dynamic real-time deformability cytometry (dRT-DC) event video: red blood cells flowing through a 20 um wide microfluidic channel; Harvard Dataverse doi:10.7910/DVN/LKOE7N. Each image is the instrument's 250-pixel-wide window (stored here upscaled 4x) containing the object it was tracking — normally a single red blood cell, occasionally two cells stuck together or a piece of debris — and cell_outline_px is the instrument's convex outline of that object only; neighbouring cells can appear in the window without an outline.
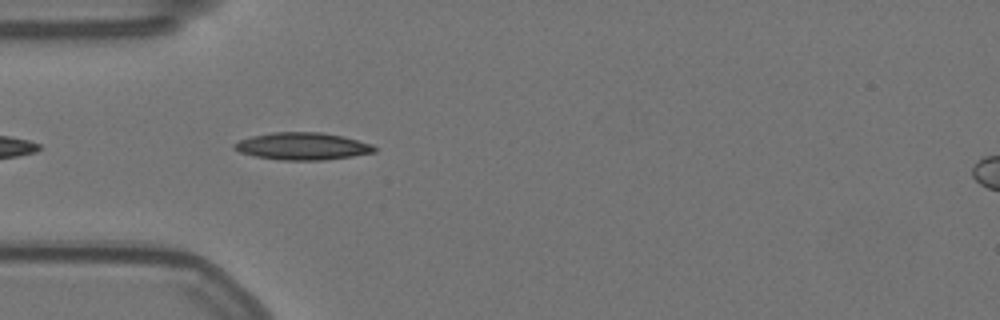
{"species": "Egyptian fruit bat (a non-hibernating species)", "species_latin": "Rousettus aegyptiacus", "temperature_condition": "warm", "stored_images_in_passage": 42, "camera_frame_rate_fps": 3000, "um_per_image_px": 0.085, "animal": {"sex": "female"}, "frame": {"image": 1, "passage_image": 3, "time_ms": 0.667, "image_size_px": [1000, 320], "cell_outline_px": [[376, 152], [352, 156], [324, 160], [280, 160], [256, 156], [240, 152], [232, 148], [232, 144], [240, 140], [252, 136], [272, 132], [320, 132], [344, 136], [372, 144], [376, 148]], "centroid_in_image_um": [25.71, 12.42], "position_along_channel_um": 59.3, "area_um2": 22.31}}
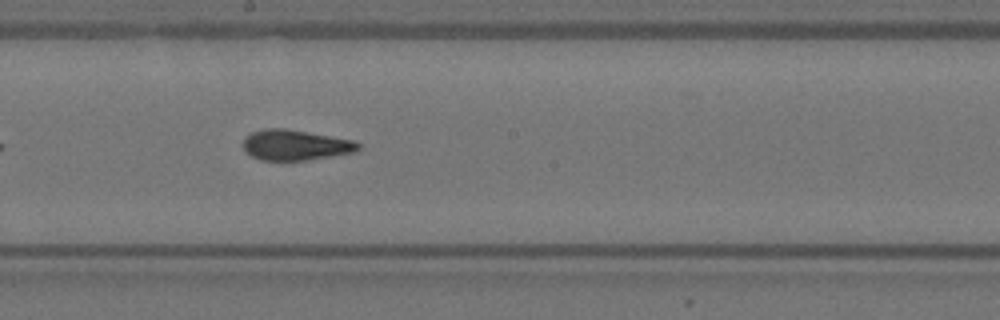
{"frame": {"image": 2, "passage_image": 17, "time_ms": 5.333, "image_size_px": [1000, 320], "cell_outline_px": [[360, 148], [356, 152], [332, 156], [304, 160], [260, 160], [252, 156], [244, 148], [244, 136], [252, 132], [264, 128], [284, 128], [352, 140], [360, 144]], "centroid_in_image_um": [25.1, 12.32], "position_along_channel_um": 223.1, "area_um2": 20.23}}
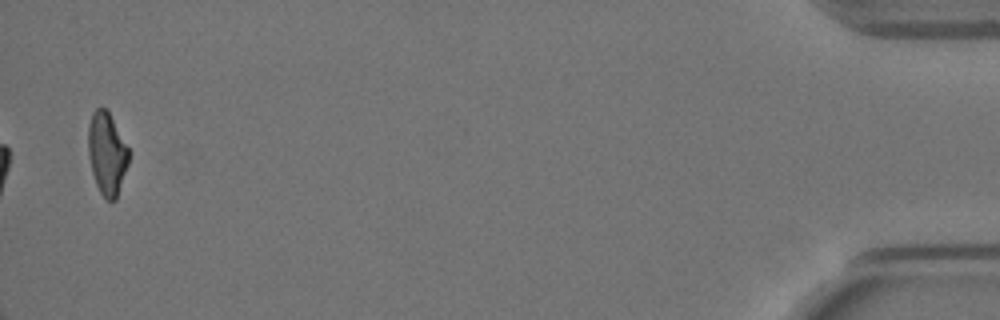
{"frame": {"image": 3, "passage_image": 42, "time_ms": 13.667, "image_size_px": [1000, 320], "cell_outline_px": [[128, 164], [116, 200], [108, 200], [100, 192], [96, 184], [92, 172], [88, 156], [88, 124], [92, 112], [96, 108], [104, 108], [108, 112], [128, 148]], "centroid_in_image_um": [9.06, 13.06], "position_along_channel_um": 426.1, "area_um2": 19.19}, "authors_computed_cell_mechanics": {"area_um2": 20.6924, "velocity_mm_per_s": 3.5381, "shape_relaxation_time_tau1_ms": null, "shape_relaxation_time_tau2_ms": 1.8221, "deformation_change_tau1": null, "deformation_change_tau2": 0.0783}}